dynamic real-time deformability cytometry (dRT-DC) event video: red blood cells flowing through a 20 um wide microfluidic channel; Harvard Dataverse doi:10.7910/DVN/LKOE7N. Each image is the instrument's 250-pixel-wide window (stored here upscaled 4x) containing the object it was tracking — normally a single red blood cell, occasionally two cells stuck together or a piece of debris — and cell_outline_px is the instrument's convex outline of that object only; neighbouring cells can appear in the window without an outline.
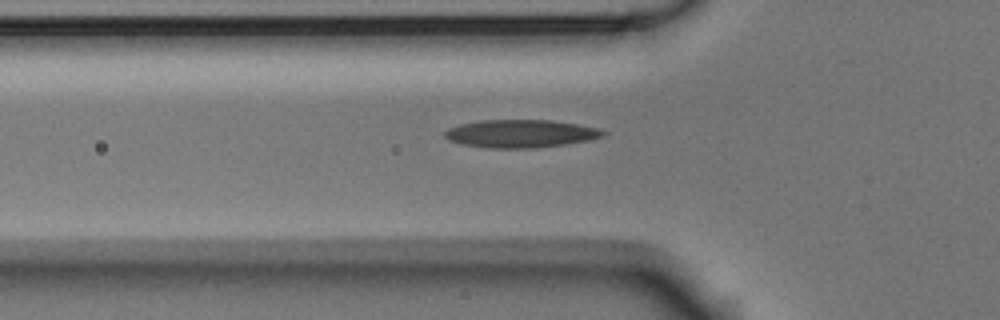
{"species": "Egyptian fruit bat (a non-hibernating species)", "species_latin": "Rousettus aegyptiacus", "temperature_condition": "room temperature", "stored_images_in_passage": 5, "segment_of_instrument_passage": [2, 2], "camera_frame_rate_fps": 3000, "um_per_image_px": 0.085, "animal": {"sex": "male"}, "frame": {"image": 1, "passage_image": 5, "time_ms": 1.333, "image_size_px": [1000, 320], "cell_outline_px": [[608, 132], [604, 136], [588, 140], [564, 144], [536, 148], [488, 148], [460, 144], [448, 140], [444, 136], [444, 132], [448, 128], [460, 124], [480, 120], [548, 120], [576, 124], [596, 128]], "centroid_in_image_um": [44.21, 11.36], "position_along_channel_um": 81.6, "area_um2": 25.72}}